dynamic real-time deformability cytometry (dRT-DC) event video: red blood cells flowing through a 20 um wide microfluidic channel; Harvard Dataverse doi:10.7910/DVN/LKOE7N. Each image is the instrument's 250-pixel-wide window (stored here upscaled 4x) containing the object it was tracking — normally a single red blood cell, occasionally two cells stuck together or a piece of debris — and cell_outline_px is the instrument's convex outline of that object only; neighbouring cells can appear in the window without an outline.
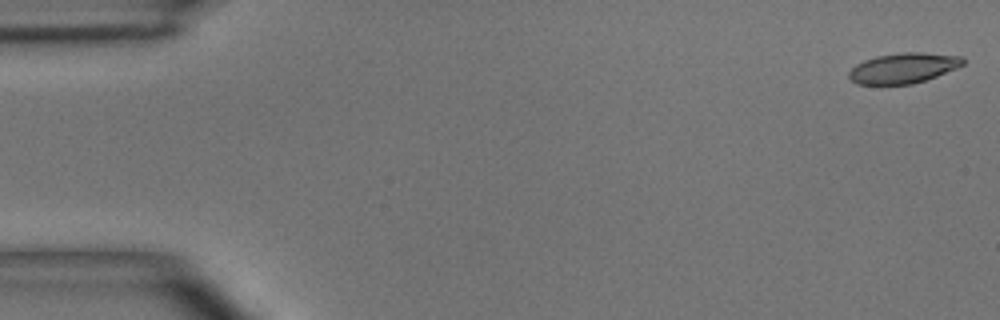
{"species": "common noctule bat (a hibernating species)", "species_latin": "Nyctalus noctula", "temperature_condition": "room temperature", "stored_images_in_passage": 5, "camera_frame_rate_fps": 3000, "um_per_image_px": 0.085, "animal": {"sex": "male", "body_mass_g": 15.6}, "frame": {"image": 1, "passage_image": 1, "time_ms": 0.0, "image_size_px": [1000, 320], "cell_outline_px": [[964, 64], [956, 68], [936, 76], [912, 84], [856, 84], [848, 76], [848, 72], [856, 64], [864, 60], [876, 56], [904, 52], [920, 52], [964, 56]], "centroid_in_image_um": [76.78, 5.78], "position_along_channel_um": 8.2, "area_um2": 20.06}}
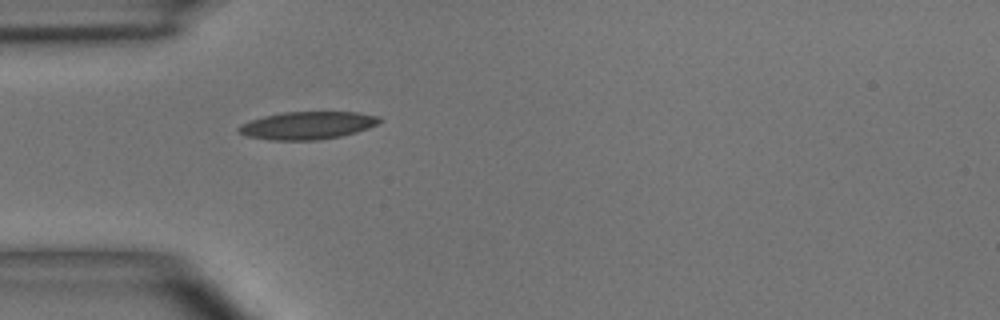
{"frame": {"image": 2, "passage_image": 5, "time_ms": 4.667, "image_size_px": [1000, 320], "cell_outline_px": [[380, 120], [376, 124], [368, 128], [356, 132], [340, 136], [316, 140], [272, 140], [244, 136], [236, 128], [240, 124], [264, 116], [284, 112], [356, 112], [380, 116]], "centroid_in_image_um": [26.1, 10.66], "position_along_channel_um": 58.9, "area_um2": 22.6}}